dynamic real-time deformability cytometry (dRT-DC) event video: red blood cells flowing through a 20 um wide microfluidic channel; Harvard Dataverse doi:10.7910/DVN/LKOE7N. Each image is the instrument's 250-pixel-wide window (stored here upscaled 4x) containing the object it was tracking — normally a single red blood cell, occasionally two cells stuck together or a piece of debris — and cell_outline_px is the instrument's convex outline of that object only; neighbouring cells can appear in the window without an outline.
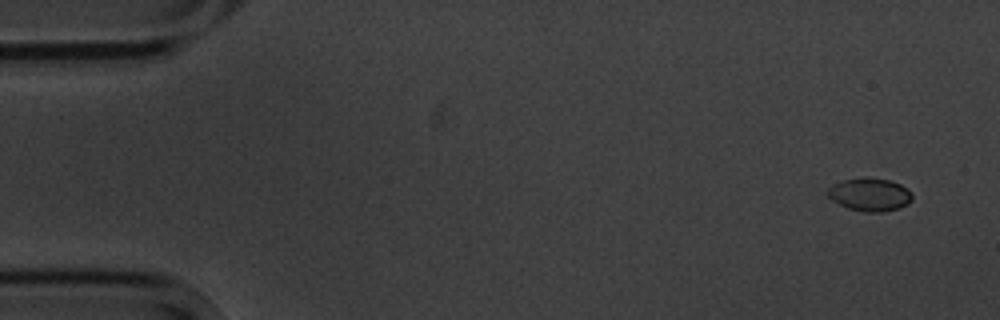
{"species": "common noctule bat (a hibernating species)", "species_latin": "Nyctalus noctula", "temperature_condition": "cold", "stored_images_in_passage": 6, "camera_frame_rate_fps": 3000, "um_per_image_px": 0.085, "animal": {"sex": "male", "body_mass_g": 20.1, "forearm_length_mm": 53.5}, "frame": {"image": 1, "passage_image": 1, "time_ms": 0.0, "image_size_px": [1000, 320], "cell_outline_px": [[912, 200], [908, 204], [900, 208], [880, 212], [864, 212], [848, 208], [832, 200], [824, 192], [832, 184], [844, 180], [864, 176], [868, 176], [888, 180], [900, 184], [908, 188], [912, 196]], "centroid_in_image_um": [73.92, 16.52], "position_along_channel_um": 11.1, "area_um2": 16.53}}
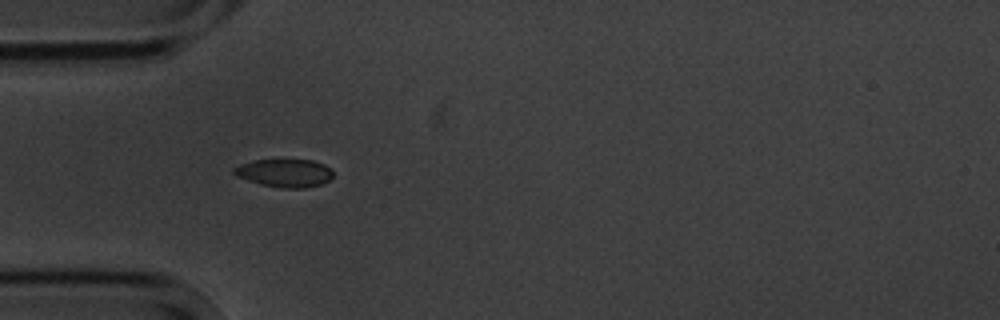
{"frame": {"image": 2, "passage_image": 5, "time_ms": 4.667, "image_size_px": [1000, 320], "cell_outline_px": [[332, 176], [328, 180], [320, 184], [304, 188], [284, 188], [260, 184], [236, 176], [232, 172], [232, 168], [240, 164], [252, 160], [312, 160], [324, 164], [332, 172]], "centroid_in_image_um": [24.14, 14.7], "position_along_channel_um": 60.9, "area_um2": 16.07}}
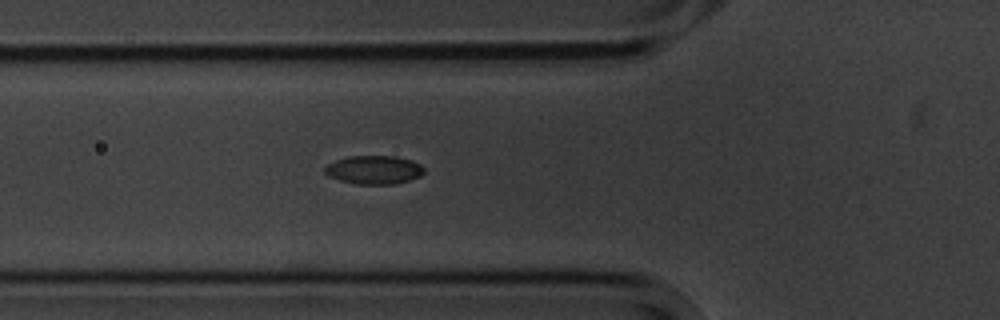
{"frame": {"image": 3, "passage_image": 6, "time_ms": 5.667, "image_size_px": [1000, 320], "cell_outline_px": [[424, 172], [420, 176], [408, 180], [392, 184], [356, 184], [340, 180], [328, 176], [324, 172], [324, 168], [328, 164], [336, 160], [348, 156], [396, 156], [412, 160], [420, 164], [424, 168]], "centroid_in_image_um": [31.78, 14.43], "position_along_channel_um": 94.0, "area_um2": 16.47}}